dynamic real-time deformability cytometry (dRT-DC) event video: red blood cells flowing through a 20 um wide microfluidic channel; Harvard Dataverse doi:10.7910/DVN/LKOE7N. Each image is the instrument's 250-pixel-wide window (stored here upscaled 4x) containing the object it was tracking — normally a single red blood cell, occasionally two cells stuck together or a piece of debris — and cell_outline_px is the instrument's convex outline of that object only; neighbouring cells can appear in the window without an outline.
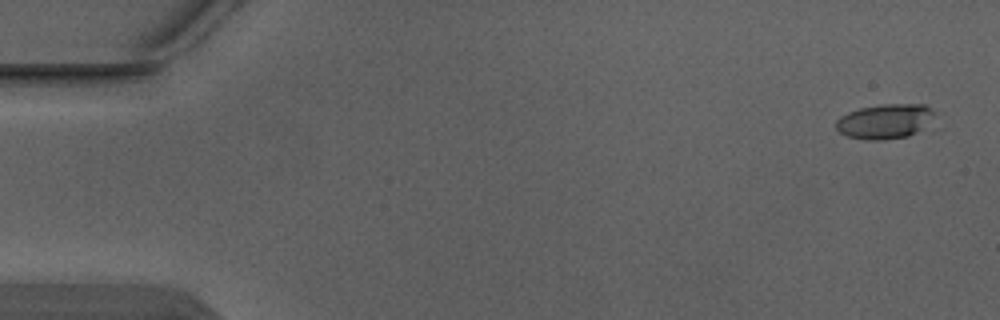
{"species": "Egyptian fruit bat (a non-hibernating species)", "species_latin": "Rousettus aegyptiacus", "temperature_condition": "warm", "stored_images_in_passage": 5, "camera_frame_rate_fps": 3000, "um_per_image_px": 0.085, "animal": {"sex": "male"}, "frame": {"image": 1, "passage_image": 1, "time_ms": 0.0, "image_size_px": [1000, 320], "cell_outline_px": [[932, 112], [924, 124], [920, 128], [908, 136], [880, 140], [872, 140], [848, 136], [840, 132], [836, 128], [836, 120], [840, 116], [848, 112], [860, 108], [880, 104], [924, 104]], "centroid_in_image_um": [75.1, 10.3], "position_along_channel_um": 9.9, "area_um2": 19.19}}
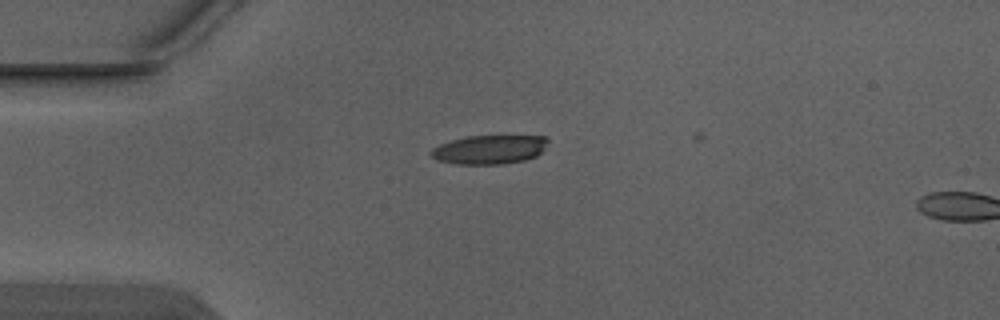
{"frame": {"image": 2, "passage_image": 4, "time_ms": 1.0, "image_size_px": [1000, 320], "cell_outline_px": [[548, 140], [544, 148], [536, 156], [524, 160], [500, 164], [456, 164], [440, 160], [432, 156], [428, 152], [432, 148], [440, 144], [452, 140], [468, 136], [548, 136]], "centroid_in_image_um": [41.59, 12.7], "position_along_channel_um": 43.4, "area_um2": 19.54}}